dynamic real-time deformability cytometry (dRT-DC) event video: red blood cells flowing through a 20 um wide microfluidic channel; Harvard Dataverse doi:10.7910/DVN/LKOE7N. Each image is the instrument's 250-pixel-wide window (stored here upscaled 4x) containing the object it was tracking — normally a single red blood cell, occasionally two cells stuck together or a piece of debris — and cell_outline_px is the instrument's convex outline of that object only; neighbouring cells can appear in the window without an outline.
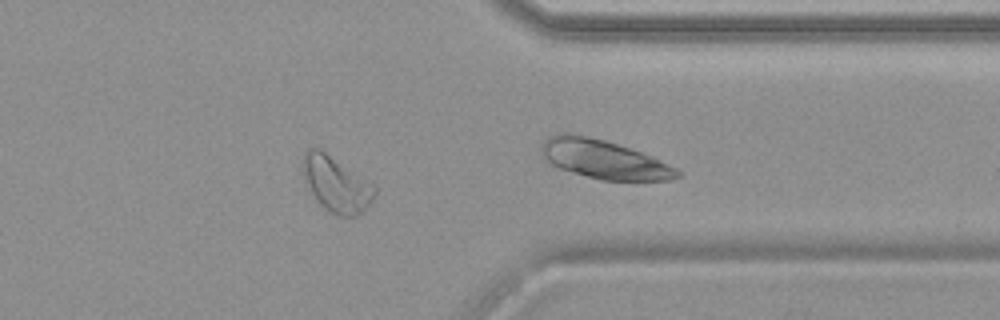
{"species": "common noctule bat (a hibernating species)", "species_latin": "Nyctalus noctula", "temperature_condition": "warm", "stored_images_in_passage": 35, "camera_frame_rate_fps": 3000, "um_per_image_px": 0.085, "animal": {"sex": "female", "body_mass_g": 19.9}, "frame": {"image": 1, "passage_image": 25, "time_ms": 8.0, "image_size_px": [1000, 320], "cell_outline_px": [[376, 196], [368, 208], [356, 216], [336, 216], [328, 212], [320, 204], [308, 188], [304, 180], [304, 152], [308, 148], [320, 148], [372, 184], [376, 188]], "centroid_in_image_um": [28.6, 15.69], "position_along_channel_um": 382.8, "area_um2": 23.06}}